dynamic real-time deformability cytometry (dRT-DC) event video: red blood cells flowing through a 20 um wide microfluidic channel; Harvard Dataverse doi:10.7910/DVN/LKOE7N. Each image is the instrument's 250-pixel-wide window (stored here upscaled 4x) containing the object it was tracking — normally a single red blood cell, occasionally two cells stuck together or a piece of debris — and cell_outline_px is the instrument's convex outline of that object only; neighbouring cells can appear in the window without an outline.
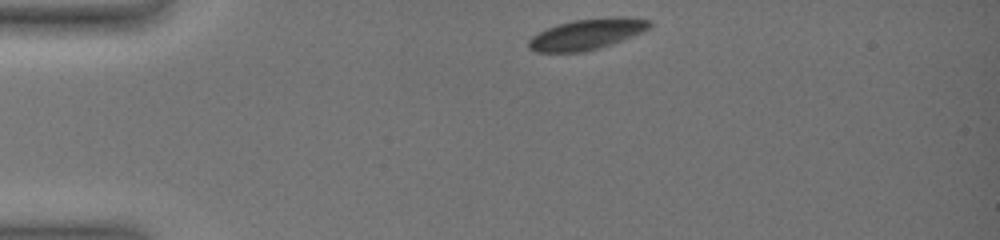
{"species": "common noctule bat (a hibernating species)", "species_latin": "Nyctalus noctula", "temperature_condition": "warm", "stored_images_in_passage": 55, "camera_frame_rate_fps": 3000, "um_per_image_px": 0.085, "animal": {"sex": "female", "body_mass_g": 19.0, "forearm_length_mm": 51.5}, "frame": {"image": 1, "passage_image": 1, "time_ms": 0.0, "image_size_px": [1000, 240], "cell_outline_px": [[652, 24], [648, 28], [640, 32], [612, 44], [600, 48], [584, 52], [536, 52], [528, 48], [528, 40], [532, 36], [548, 28], [572, 20], [620, 16], [624, 16], [652, 20]], "centroid_in_image_um": [49.88, 2.91], "position_along_channel_um": 35.1, "area_um2": 21.56}}
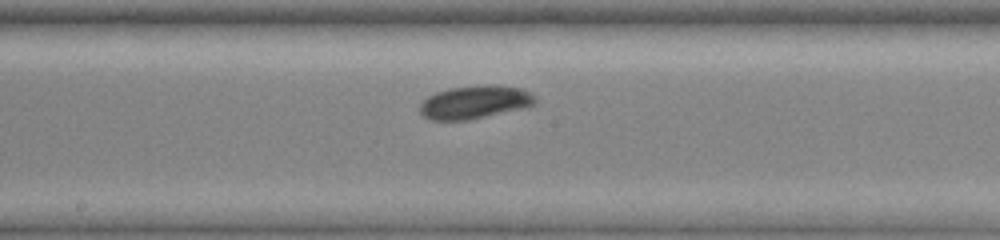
{"frame": {"image": 2, "passage_image": 20, "time_ms": 6.333, "image_size_px": [1000, 240], "cell_outline_px": [[536, 104], [528, 108], [468, 120], [428, 120], [420, 112], [420, 104], [428, 96], [436, 92], [448, 88], [488, 84], [496, 84], [520, 88], [536, 96]], "centroid_in_image_um": [40.39, 8.68], "position_along_channel_um": 207.8, "area_um2": 22.66}}
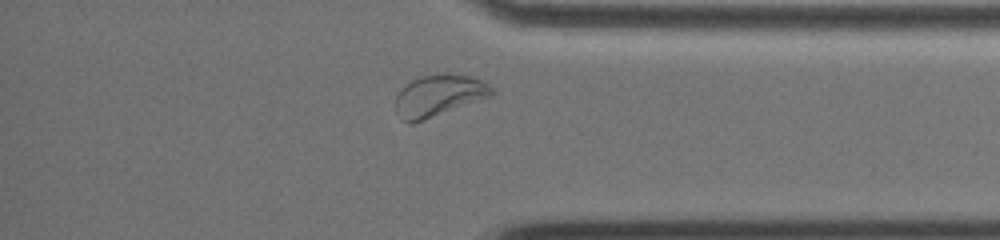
{"frame": {"image": 3, "passage_image": 45, "time_ms": 11.667, "image_size_px": [1000, 240], "cell_outline_px": [[496, 92], [492, 96], [412, 124], [408, 124], [396, 112], [396, 96], [412, 80], [424, 76], [448, 72], [472, 76], [484, 80]], "centroid_in_image_um": [37.36, 8.11], "position_along_channel_um": 397.8, "area_um2": 23.29}, "authors_computed_cell_mechanics": {"area_um2": 21.8484, "velocity_mm_per_s": 3.58, "shape_relaxation_time_tau1_ms": 2.0276, "shape_relaxation_time_tau2_ms": null, "deformation_change_tau1": 0.0665, "deformation_change_tau2": null}}